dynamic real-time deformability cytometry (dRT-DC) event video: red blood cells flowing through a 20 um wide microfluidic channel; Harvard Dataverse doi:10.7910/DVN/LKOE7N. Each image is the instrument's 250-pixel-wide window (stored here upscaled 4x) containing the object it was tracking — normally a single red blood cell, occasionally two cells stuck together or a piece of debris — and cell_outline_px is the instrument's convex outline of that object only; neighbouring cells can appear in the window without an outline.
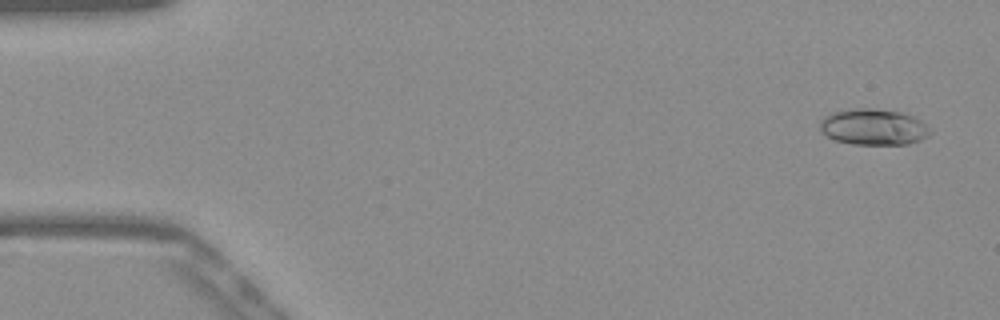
{"species": "Egyptian fruit bat (a non-hibernating species)", "species_latin": "Rousettus aegyptiacus", "temperature_condition": "warm", "stored_images_in_passage": 52, "camera_frame_rate_fps": 3000, "um_per_image_px": 0.085, "frame": {"image": 1, "passage_image": 3, "time_ms": 0.667, "image_size_px": [1000, 320], "cell_outline_px": [[932, 132], [928, 136], [920, 140], [908, 144], [852, 144], [836, 140], [820, 132], [820, 120], [824, 116], [832, 112], [852, 108], [876, 108], [900, 112], [916, 116]], "centroid_in_image_um": [74.23, 10.78], "position_along_channel_um": 10.8, "area_um2": 23.35}}
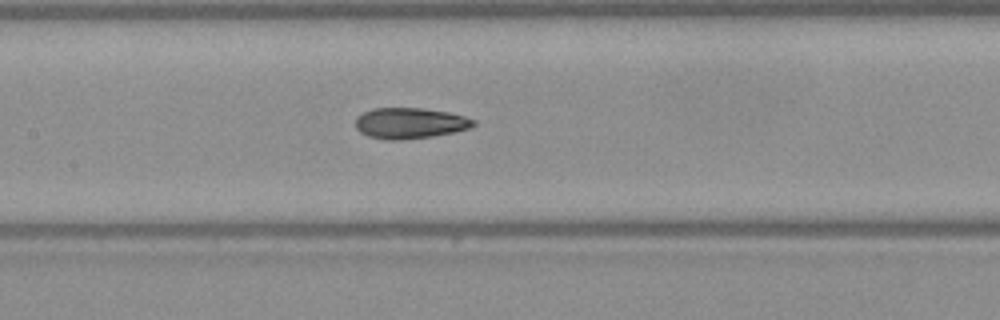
{"frame": {"image": 2, "passage_image": 25, "time_ms": 8.0, "image_size_px": [1000, 320], "cell_outline_px": [[476, 124], [472, 128], [432, 136], [400, 140], [388, 140], [368, 136], [360, 132], [356, 128], [356, 116], [372, 108], [420, 108], [448, 112], [464, 116], [476, 120]], "centroid_in_image_um": [34.84, 10.46], "position_along_channel_um": 172.6, "area_um2": 21.21}}
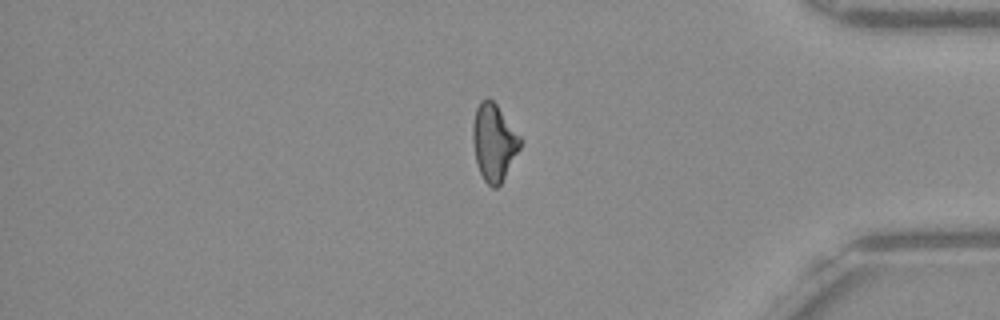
{"frame": {"image": 3, "passage_image": 44, "time_ms": 14.333, "image_size_px": [1000, 320], "cell_outline_px": [[520, 148], [500, 184], [496, 188], [492, 188], [484, 180], [476, 164], [472, 144], [472, 124], [476, 108], [480, 100], [488, 96], [496, 104], [520, 136]], "centroid_in_image_um": [41.94, 12.07], "position_along_channel_um": 393.3, "area_um2": 21.21}, "authors_computed_cell_mechanics": {"area_um2": 21.4727, "velocity_mm_per_s": 3.9132, "shape_relaxation_time_tau1_ms": 8.5235, "shape_relaxation_time_tau2_ms": 3.7361, "deformation_change_tau1": 0.2085, "deformation_change_tau2": 0.0973}}